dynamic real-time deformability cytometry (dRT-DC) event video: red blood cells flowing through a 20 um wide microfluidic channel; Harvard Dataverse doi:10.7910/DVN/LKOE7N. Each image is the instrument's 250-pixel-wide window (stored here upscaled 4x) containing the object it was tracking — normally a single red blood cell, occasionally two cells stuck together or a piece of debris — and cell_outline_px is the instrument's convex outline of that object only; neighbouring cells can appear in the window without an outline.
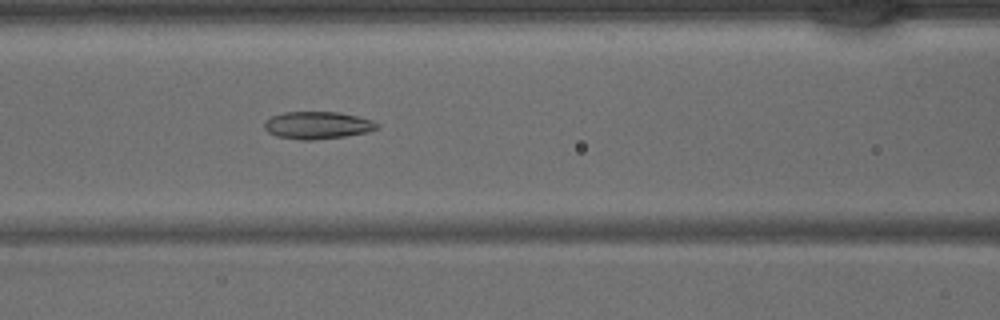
{"species": "common noctule bat (a hibernating species)", "species_latin": "Nyctalus noctula", "temperature_condition": "warm", "stored_images_in_passage": 42, "camera_frame_rate_fps": 3000, "um_per_image_px": 0.085, "animal": {"sex": "male", "body_mass_g": 15.6}, "frame": {"image": 1, "passage_image": 18, "time_ms": 5.667, "image_size_px": [1000, 320], "cell_outline_px": [[380, 124], [376, 128], [368, 132], [344, 136], [312, 140], [300, 140], [276, 136], [268, 132], [264, 128], [264, 120], [272, 116], [284, 112], [340, 112], [372, 120]], "centroid_in_image_um": [26.96, 10.64], "position_along_channel_um": 139.6, "area_um2": 17.98}}
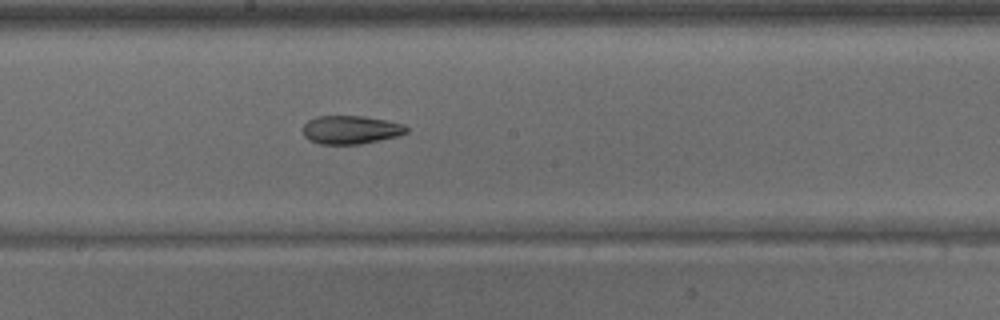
{"frame": {"image": 2, "passage_image": 23, "time_ms": 7.333, "image_size_px": [1000, 320], "cell_outline_px": [[408, 132], [396, 136], [360, 144], [320, 144], [304, 136], [304, 124], [308, 120], [316, 116], [364, 116], [388, 120], [404, 124], [408, 128]], "centroid_in_image_um": [29.84, 11.02], "position_along_channel_um": 218.4, "area_um2": 17.05}}
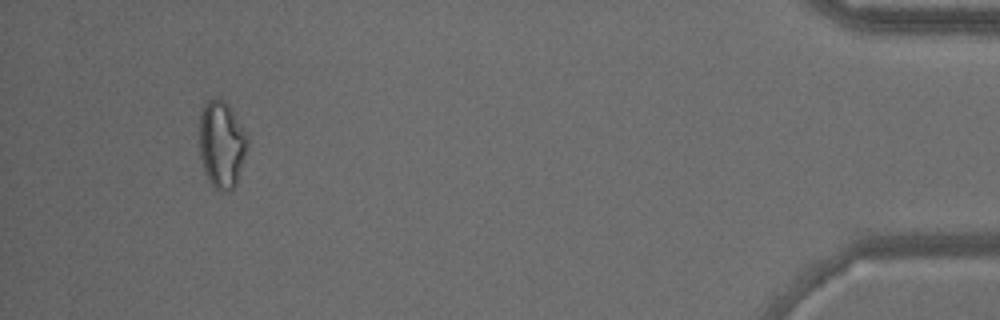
{"frame": {"image": 3, "passage_image": 40, "time_ms": 13.0, "image_size_px": [1000, 320], "cell_outline_px": [[248, 140], [236, 184], [228, 192], [224, 192], [216, 188], [208, 180], [204, 172], [200, 156], [200, 112], [204, 100], [216, 96], [220, 96], [232, 108]], "centroid_in_image_um": [18.8, 12.2], "position_along_channel_um": 416.4, "area_um2": 24.39}}